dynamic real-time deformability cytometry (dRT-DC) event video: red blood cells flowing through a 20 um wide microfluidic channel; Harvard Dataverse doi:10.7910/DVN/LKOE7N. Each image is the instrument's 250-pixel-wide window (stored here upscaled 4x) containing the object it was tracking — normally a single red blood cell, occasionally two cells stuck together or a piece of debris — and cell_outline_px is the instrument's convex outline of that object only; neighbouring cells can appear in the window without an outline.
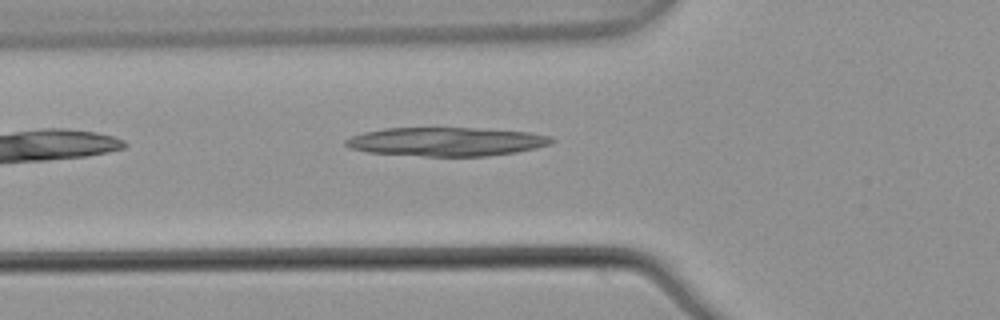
{"species": "common noctule bat (a hibernating species)", "species_latin": "Nyctalus noctula", "temperature_condition": "warm", "stored_images_in_passage": 2, "camera_frame_rate_fps": 3000, "um_per_image_px": 0.085, "animal": {"sex": "male", "body_mass_g": 21.5, "forearm_length_mm": 52.0}, "frame": {"image": 1, "passage_image": 2, "time_ms": 0.333, "image_size_px": [1000, 320], "cell_outline_px": [[556, 140], [548, 144], [536, 148], [516, 152], [488, 156], [424, 156], [368, 152], [348, 148], [344, 144], [344, 140], [352, 136], [364, 132], [384, 128], [476, 128], [528, 132], [552, 136]], "centroid_in_image_um": [37.93, 12.04], "position_along_channel_um": 87.9, "area_um2": 34.51}}